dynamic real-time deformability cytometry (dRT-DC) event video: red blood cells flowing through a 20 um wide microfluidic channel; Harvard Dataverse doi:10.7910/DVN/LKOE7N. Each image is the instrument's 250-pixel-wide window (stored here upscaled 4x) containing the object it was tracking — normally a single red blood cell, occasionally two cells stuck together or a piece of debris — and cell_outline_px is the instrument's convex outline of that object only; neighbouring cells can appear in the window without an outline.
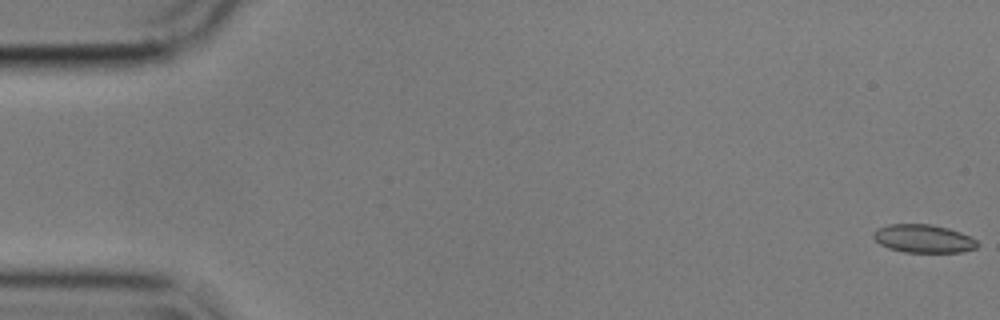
{"species": "common noctule bat (a hibernating species)", "species_latin": "Nyctalus noctula", "temperature_condition": "cold", "stored_images_in_passage": 57, "camera_frame_rate_fps": 3000, "um_per_image_px": 0.085, "animal": {"sex": "male", "body_mass_g": 17.9}, "frame": {"image": 1, "passage_image": 1, "time_ms": 0.0, "image_size_px": [1000, 320], "cell_outline_px": [[980, 244], [976, 248], [960, 252], [904, 252], [888, 248], [880, 244], [872, 236], [872, 232], [876, 228], [888, 224], [932, 224], [948, 228], [960, 232], [976, 240]], "centroid_in_image_um": [78.46, 20.28], "position_along_channel_um": 6.5, "area_um2": 17.17}}
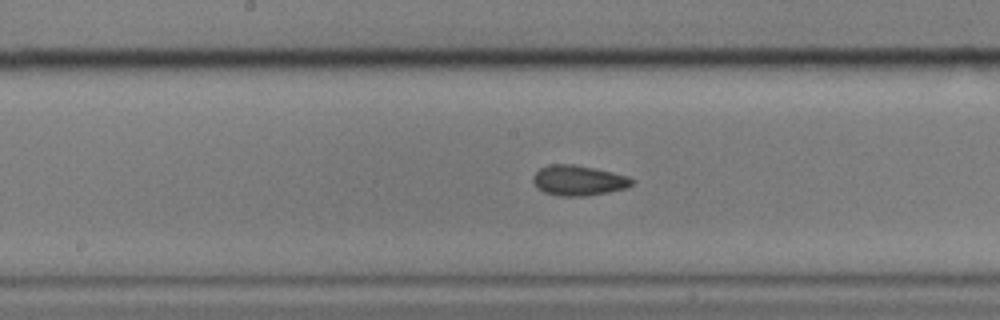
{"frame": {"image": 2, "passage_image": 29, "time_ms": 9.333, "image_size_px": [1000, 320], "cell_outline_px": [[636, 180], [628, 188], [608, 192], [584, 196], [560, 196], [544, 192], [536, 188], [532, 180], [532, 176], [540, 168], [552, 164], [572, 164], [612, 172], [628, 176]], "centroid_in_image_um": [49.17, 15.34], "position_along_channel_um": 199.0, "area_um2": 17.46}}
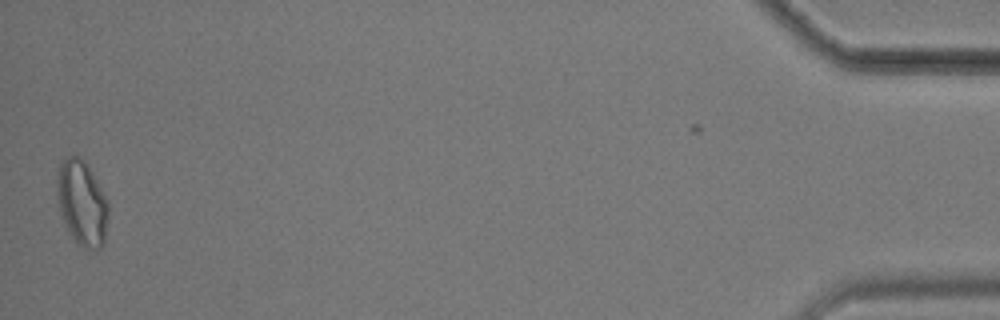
{"frame": {"image": 3, "passage_image": 56, "time_ms": 18.333, "image_size_px": [1000, 320], "cell_outline_px": [[108, 220], [104, 244], [100, 248], [84, 248], [68, 232], [60, 212], [56, 192], [56, 180], [60, 160], [68, 156], [76, 156], [84, 160], [92, 172], [108, 200]], "centroid_in_image_um": [6.96, 17.23], "position_along_channel_um": 428.2, "area_um2": 25.61}, "authors_computed_cell_mechanics": {"area_um2": 17.3978, "velocity_mm_per_s": 3.5583, "shape_relaxation_time_tau1_ms": 8.0556, "shape_relaxation_time_tau2_ms": 2.5141, "deformation_change_tau1": 0.1064, "deformation_change_tau2": 0.07}}